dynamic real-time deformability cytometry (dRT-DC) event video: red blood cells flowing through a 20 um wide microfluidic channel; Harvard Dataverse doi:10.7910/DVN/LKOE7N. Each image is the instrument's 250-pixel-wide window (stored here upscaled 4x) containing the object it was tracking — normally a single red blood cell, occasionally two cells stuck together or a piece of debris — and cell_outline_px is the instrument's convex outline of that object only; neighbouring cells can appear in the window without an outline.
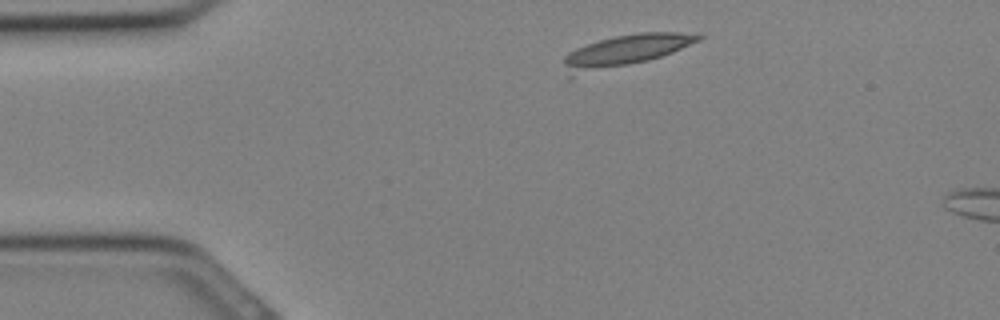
{"species": "Egyptian fruit bat (a non-hibernating species)", "species_latin": "Rousettus aegyptiacus", "temperature_condition": "cold", "stored_images_in_passage": 4, "camera_frame_rate_fps": 3000, "um_per_image_px": 0.085, "animal": {"sex": "female"}, "frame": {"image": 1, "passage_image": 1, "time_ms": 0.0, "image_size_px": [1000, 320], "cell_outline_px": [[704, 36], [700, 40], [672, 52], [648, 60], [572, 80], [568, 80], [564, 64], [564, 56], [568, 52], [576, 48], [600, 40], [616, 36], [640, 32], [676, 32]], "centroid_in_image_um": [52.97, 4.4], "position_along_channel_um": 32.0, "area_um2": 25.37}}